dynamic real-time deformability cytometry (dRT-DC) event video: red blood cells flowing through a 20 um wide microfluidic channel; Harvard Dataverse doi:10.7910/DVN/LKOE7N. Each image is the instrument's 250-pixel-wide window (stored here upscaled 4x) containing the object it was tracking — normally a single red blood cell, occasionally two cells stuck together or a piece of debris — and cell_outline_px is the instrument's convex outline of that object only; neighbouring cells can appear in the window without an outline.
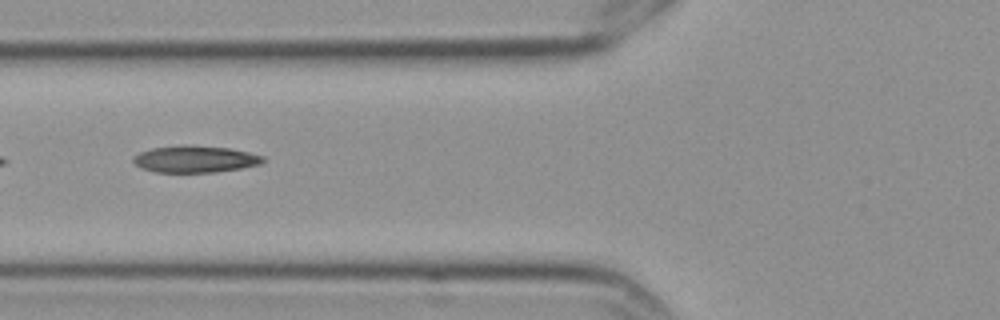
{"species": "Egyptian fruit bat (a non-hibernating species)", "species_latin": "Rousettus aegyptiacus", "temperature_condition": "cold", "stored_images_in_passage": 8, "camera_frame_rate_fps": 3000, "um_per_image_px": 0.085, "frame": {"image": 1, "passage_image": 7, "time_ms": 2.0, "image_size_px": [1000, 320], "cell_outline_px": [[264, 160], [260, 164], [240, 168], [212, 172], [156, 172], [144, 168], [136, 164], [132, 160], [132, 156], [140, 152], [152, 148], [180, 144], [188, 144], [232, 148], [264, 156]], "centroid_in_image_um": [16.57, 13.5], "position_along_channel_um": 109.2, "area_um2": 20.35}}
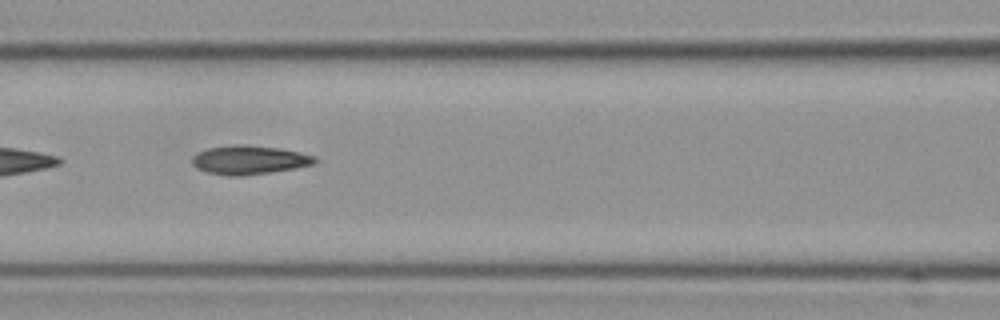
{"frame": {"image": 2, "passage_image": 8, "time_ms": 2.333, "image_size_px": [1000, 320], "cell_outline_px": [[320, 160], [316, 164], [296, 168], [272, 172], [244, 176], [228, 176], [208, 172], [196, 168], [192, 164], [192, 156], [208, 148], [236, 144], [244, 144], [280, 148], [300, 152], [316, 156]], "centroid_in_image_um": [21.24, 13.6], "position_along_channel_um": 145.4, "area_um2": 20.92}}